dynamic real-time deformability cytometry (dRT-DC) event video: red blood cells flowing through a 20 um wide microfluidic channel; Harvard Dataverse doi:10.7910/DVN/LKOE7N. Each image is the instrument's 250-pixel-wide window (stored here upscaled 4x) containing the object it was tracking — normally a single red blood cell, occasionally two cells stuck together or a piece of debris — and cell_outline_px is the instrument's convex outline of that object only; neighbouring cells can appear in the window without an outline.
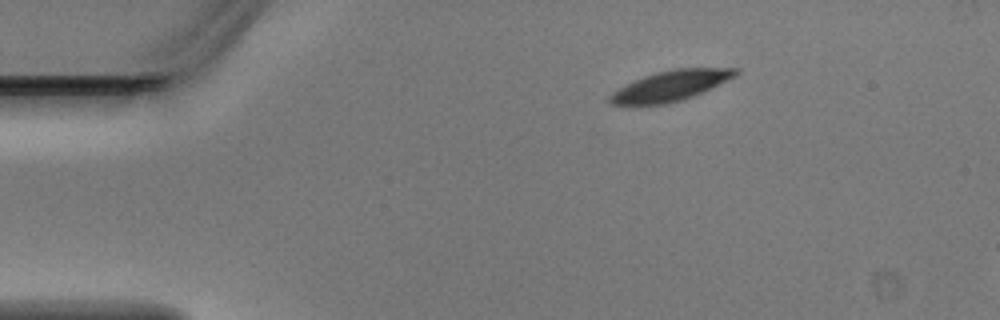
{"species": "Egyptian fruit bat (a non-hibernating species)", "species_latin": "Rousettus aegyptiacus", "temperature_condition": "warm", "stored_images_in_passage": 3, "camera_frame_rate_fps": 3000, "um_per_image_px": 0.085, "animal": {"sex": "male"}, "frame": {"image": 1, "passage_image": 1, "time_ms": 0.0, "image_size_px": [1000, 320], "cell_outline_px": [[740, 72], [736, 76], [712, 88], [692, 96], [668, 104], [612, 104], [608, 100], [608, 96], [612, 92], [644, 76], [656, 72], [676, 68], [740, 68]], "centroid_in_image_um": [57.06, 7.27], "position_along_channel_um": 27.9, "area_um2": 21.91}}